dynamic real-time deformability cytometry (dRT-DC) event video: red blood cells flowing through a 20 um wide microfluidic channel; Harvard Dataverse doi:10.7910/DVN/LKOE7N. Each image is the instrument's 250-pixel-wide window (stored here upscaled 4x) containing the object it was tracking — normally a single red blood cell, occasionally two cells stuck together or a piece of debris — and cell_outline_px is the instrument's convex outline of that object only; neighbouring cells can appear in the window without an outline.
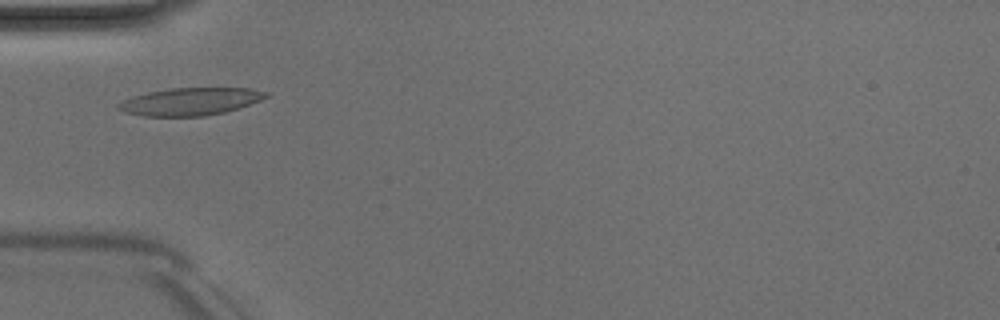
{"species": "Egyptian fruit bat (a non-hibernating species)", "species_latin": "Rousettus aegyptiacus", "temperature_condition": "room temperature", "stored_images_in_passage": 4, "camera_frame_rate_fps": 3000, "um_per_image_px": 0.085, "animal": {"sex": "male"}, "frame": {"image": 1, "passage_image": 3, "time_ms": 2.333, "image_size_px": [1000, 320], "cell_outline_px": [[272, 96], [224, 112], [204, 116], [144, 116], [124, 112], [116, 108], [116, 104], [124, 100], [148, 92], [172, 88], [248, 88], [272, 92]], "centroid_in_image_um": [16.21, 8.62], "position_along_channel_um": 68.8, "area_um2": 23.58}}